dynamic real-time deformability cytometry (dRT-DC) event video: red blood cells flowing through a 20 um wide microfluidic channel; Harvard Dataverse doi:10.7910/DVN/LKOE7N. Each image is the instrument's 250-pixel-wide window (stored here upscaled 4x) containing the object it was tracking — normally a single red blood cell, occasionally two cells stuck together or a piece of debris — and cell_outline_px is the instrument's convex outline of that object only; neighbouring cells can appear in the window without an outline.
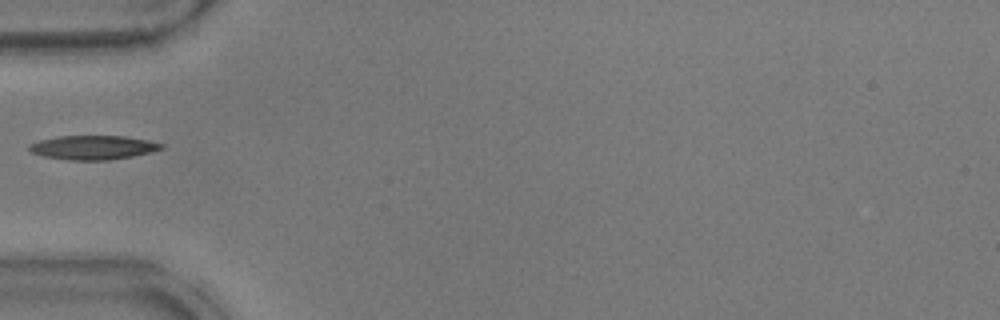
{"species": "common noctule bat (a hibernating species)", "species_latin": "Nyctalus noctula", "temperature_condition": "warm", "stored_images_in_passage": 5, "camera_frame_rate_fps": 3000, "um_per_image_px": 0.085, "animal": {"sex": "male", "body_mass_g": 17.9}, "frame": {"image": 1, "passage_image": 1, "time_ms": 0.0, "image_size_px": [1000, 320], "cell_outline_px": [[164, 148], [132, 156], [108, 160], [68, 160], [44, 156], [32, 152], [28, 148], [28, 144], [40, 140], [56, 136], [124, 136], [164, 144]], "centroid_in_image_um": [7.86, 12.53], "position_along_channel_um": 77.1, "area_um2": 18.32}}